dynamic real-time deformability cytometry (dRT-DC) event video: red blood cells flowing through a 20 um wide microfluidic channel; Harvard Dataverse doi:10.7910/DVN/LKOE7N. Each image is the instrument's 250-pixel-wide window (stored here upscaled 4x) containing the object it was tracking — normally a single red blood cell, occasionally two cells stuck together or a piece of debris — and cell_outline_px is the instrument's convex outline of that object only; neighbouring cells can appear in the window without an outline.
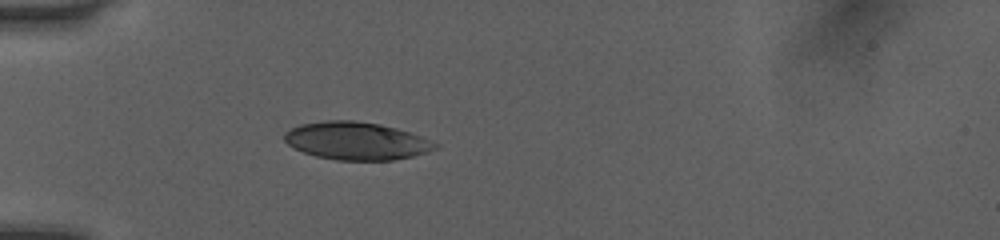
{"species": "human", "species_latin": "Homo sapiens", "temperature_condition": "room temperature", "stored_images_in_passage": 9, "camera_frame_rate_fps": 3000, "um_per_image_px": 0.085, "donor": {"sex": "female"}, "frame": {"image": 1, "passage_image": 1, "time_ms": 0.0, "image_size_px": [1000, 240], "cell_outline_px": [[440, 144], [436, 148], [412, 156], [392, 160], [336, 160], [316, 156], [304, 152], [288, 144], [284, 140], [284, 132], [300, 124], [324, 120], [352, 120], [380, 124], [396, 128], [420, 136]], "centroid_in_image_um": [30.27, 11.97], "position_along_channel_um": 54.7, "area_um2": 32.95}}
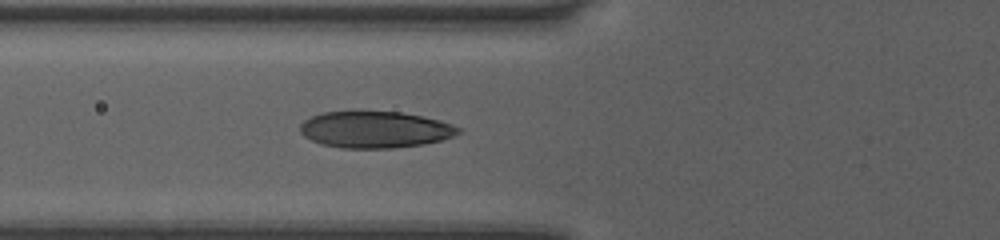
{"frame": {"image": 2, "passage_image": 4, "time_ms": 1.0, "image_size_px": [1000, 240], "cell_outline_px": [[464, 132], [440, 140], [424, 144], [392, 148], [340, 148], [320, 144], [304, 136], [300, 132], [300, 124], [304, 120], [312, 116], [324, 112], [400, 112], [440, 120], [452, 124], [460, 128]], "centroid_in_image_um": [31.88, 11.02], "position_along_channel_um": 93.9, "area_um2": 33.64}}
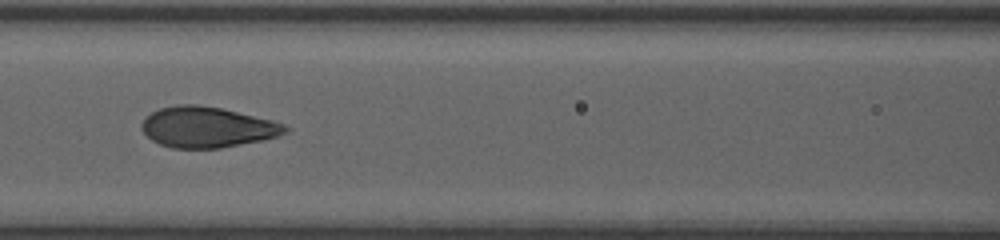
{"frame": {"image": 3, "passage_image": 7, "time_ms": 2.0, "image_size_px": [1000, 240], "cell_outline_px": [[288, 132], [264, 140], [220, 148], [172, 148], [160, 144], [152, 140], [140, 128], [140, 124], [152, 112], [160, 108], [176, 104], [196, 104], [220, 108], [272, 120], [284, 124], [288, 128]], "centroid_in_image_um": [17.6, 10.81], "position_along_channel_um": 149.0, "area_um2": 33.87}}